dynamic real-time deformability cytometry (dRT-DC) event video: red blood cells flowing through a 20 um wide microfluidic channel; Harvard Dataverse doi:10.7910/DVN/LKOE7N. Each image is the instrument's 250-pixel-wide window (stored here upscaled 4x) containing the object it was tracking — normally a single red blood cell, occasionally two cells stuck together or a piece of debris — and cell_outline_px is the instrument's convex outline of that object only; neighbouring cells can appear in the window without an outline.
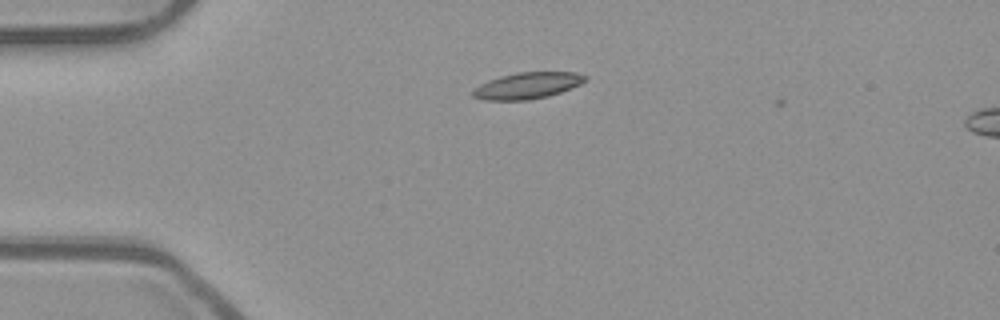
{"species": "common noctule bat (a hibernating species)", "species_latin": "Nyctalus noctula", "temperature_condition": "room temperature", "stored_images_in_passage": 2, "camera_frame_rate_fps": 3000, "um_per_image_px": 0.085, "animal": {"sex": "male", "body_mass_g": 23.1, "forearm_length_mm": 52.7}, "frame": {"image": 1, "passage_image": 1, "time_ms": 0.0, "image_size_px": [1000, 320], "cell_outline_px": [[588, 80], [580, 84], [560, 92], [548, 96], [528, 100], [484, 100], [472, 96], [472, 92], [480, 84], [488, 80], [500, 76], [516, 72], [576, 72], [588, 76]], "centroid_in_image_um": [44.84, 7.27], "position_along_channel_um": 40.2, "area_um2": 17.28}}